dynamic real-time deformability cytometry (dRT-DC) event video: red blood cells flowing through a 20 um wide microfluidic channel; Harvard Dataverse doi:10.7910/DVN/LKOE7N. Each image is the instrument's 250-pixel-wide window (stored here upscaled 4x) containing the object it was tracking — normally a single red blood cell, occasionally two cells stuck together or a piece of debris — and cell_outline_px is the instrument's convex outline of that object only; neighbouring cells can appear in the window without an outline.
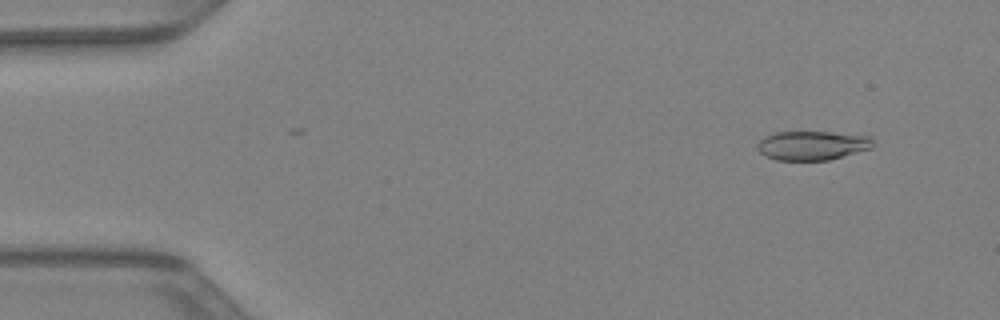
{"species": "Egyptian fruit bat (a non-hibernating species)", "species_latin": "Rousettus aegyptiacus", "temperature_condition": "warm", "stored_images_in_passage": 43, "camera_frame_rate_fps": 3000, "um_per_image_px": 0.085, "animal": {"sex": "female"}, "frame": {"image": 1, "passage_image": 4, "time_ms": 1.0, "image_size_px": [1000, 320], "cell_outline_px": [[872, 148], [828, 160], [776, 160], [764, 156], [756, 148], [756, 144], [764, 136], [772, 132], [828, 132], [872, 136]], "centroid_in_image_um": [68.99, 12.36], "position_along_channel_um": 16.0, "area_um2": 19.71}}
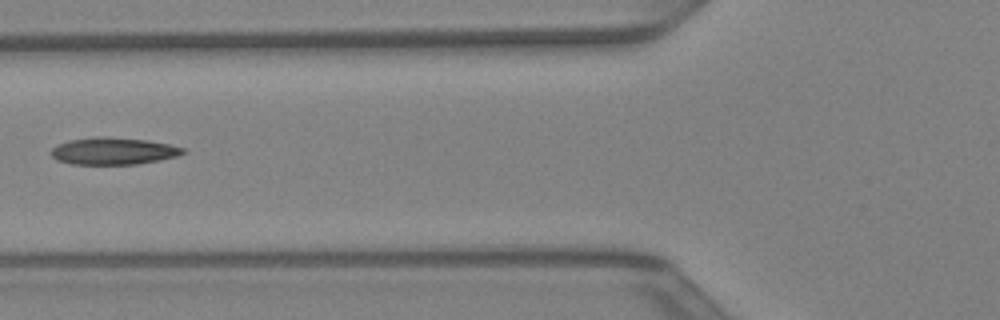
{"frame": {"image": 2, "passage_image": 17, "time_ms": 5.333, "image_size_px": [1000, 320], "cell_outline_px": [[188, 152], [176, 156], [160, 160], [136, 164], [72, 164], [56, 160], [48, 152], [56, 144], [68, 140], [96, 136], [104, 136], [148, 140], [168, 144], [184, 148]], "centroid_in_image_um": [9.6, 12.83], "position_along_channel_um": 116.2, "area_um2": 21.04}}
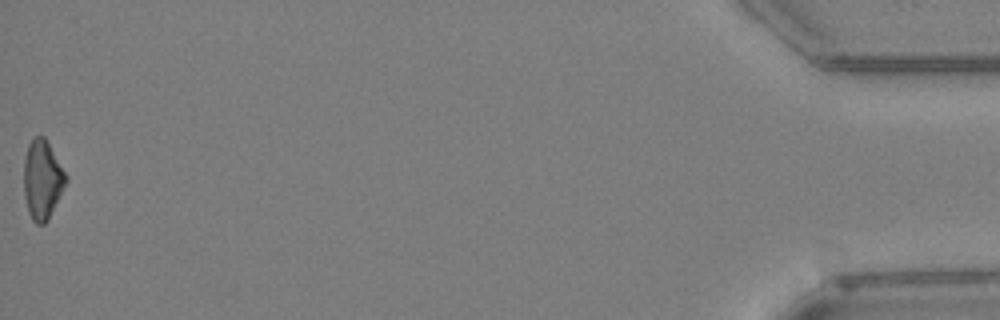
{"frame": {"image": 3, "passage_image": 43, "time_ms": 14.0, "image_size_px": [1000, 320], "cell_outline_px": [[68, 180], [48, 220], [44, 224], [36, 224], [32, 220], [28, 212], [24, 196], [24, 160], [28, 144], [32, 136], [44, 136], [68, 176]], "centroid_in_image_um": [3.6, 15.27], "position_along_channel_um": 431.6, "area_um2": 19.54}}